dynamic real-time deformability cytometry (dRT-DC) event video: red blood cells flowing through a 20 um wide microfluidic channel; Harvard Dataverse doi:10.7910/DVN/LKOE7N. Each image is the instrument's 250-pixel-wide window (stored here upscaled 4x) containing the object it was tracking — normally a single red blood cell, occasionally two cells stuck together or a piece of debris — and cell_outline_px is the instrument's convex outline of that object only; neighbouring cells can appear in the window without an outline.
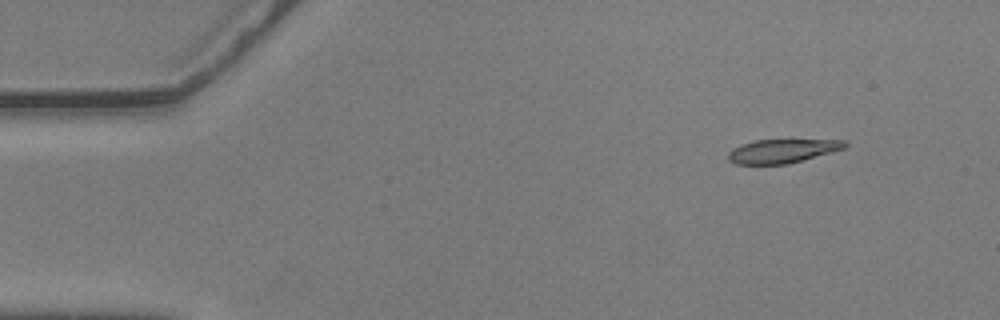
{"species": "common noctule bat (a hibernating species)", "species_latin": "Nyctalus noctula", "temperature_condition": "warm", "stored_images_in_passage": 9, "camera_frame_rate_fps": 3000, "um_per_image_px": 0.085, "animal": {"sex": "male", "body_mass_g": 20.5, "forearm_length_mm": 52.5}, "frame": {"image": 1, "passage_image": 1, "time_ms": 0.0, "image_size_px": [1000, 320], "cell_outline_px": [[848, 144], [844, 148], [788, 164], [736, 164], [728, 160], [728, 152], [732, 148], [740, 144], [756, 140], [792, 136], [848, 140]], "centroid_in_image_um": [66.56, 12.75], "position_along_channel_um": 18.4, "area_um2": 17.4}}